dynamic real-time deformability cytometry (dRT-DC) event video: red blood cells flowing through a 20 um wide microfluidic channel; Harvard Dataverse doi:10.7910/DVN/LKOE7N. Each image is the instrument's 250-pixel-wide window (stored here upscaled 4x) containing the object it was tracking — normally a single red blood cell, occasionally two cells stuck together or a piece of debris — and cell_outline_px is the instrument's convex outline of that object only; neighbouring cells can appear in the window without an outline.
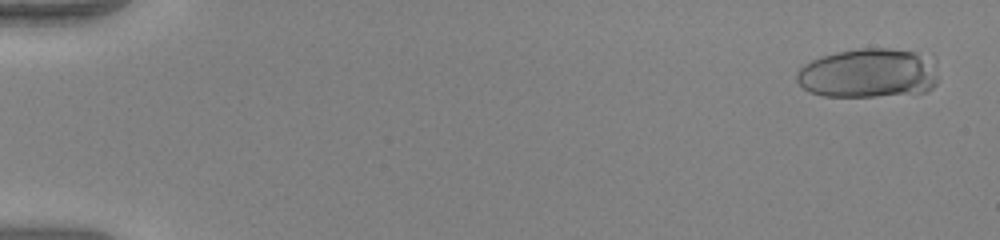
{"species": "human", "species_latin": "Homo sapiens", "temperature_condition": "warm", "stored_images_in_passage": 53, "camera_frame_rate_fps": 3000, "um_per_image_px": 0.085, "donor": {"sex": "female"}, "frame": {"image": 1, "passage_image": 3, "time_ms": 0.667, "image_size_px": [1000, 240], "cell_outline_px": [[936, 84], [928, 92], [876, 96], [824, 96], [808, 92], [796, 80], [796, 72], [804, 64], [812, 60], [836, 52], [856, 48], [888, 48], [916, 52], [936, 56]], "centroid_in_image_um": [73.87, 6.21], "position_along_channel_um": 11.1, "area_um2": 41.33}}
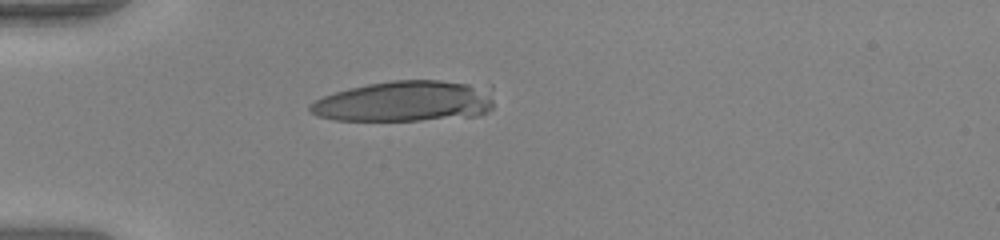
{"frame": {"image": 2, "passage_image": 17, "time_ms": 5.333, "image_size_px": [1000, 240], "cell_outline_px": [[492, 108], [488, 112], [480, 116], [420, 120], [336, 120], [316, 116], [308, 112], [308, 104], [324, 96], [348, 88], [368, 84], [392, 80], [440, 80], [492, 84]], "centroid_in_image_um": [34.51, 8.59], "position_along_channel_um": 50.5, "area_um2": 44.68}}